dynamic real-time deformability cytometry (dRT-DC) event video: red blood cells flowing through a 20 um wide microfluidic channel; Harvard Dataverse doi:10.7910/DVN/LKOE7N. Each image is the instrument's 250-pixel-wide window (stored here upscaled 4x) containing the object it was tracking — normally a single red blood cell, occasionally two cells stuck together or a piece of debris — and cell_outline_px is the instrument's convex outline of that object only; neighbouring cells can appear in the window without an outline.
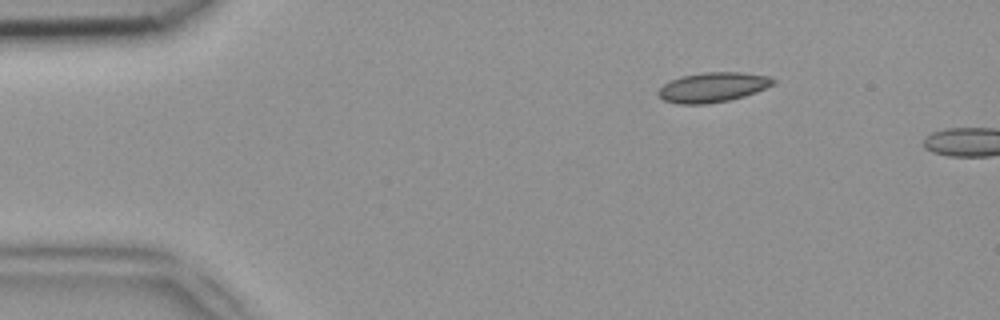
{"species": "common noctule bat (a hibernating species)", "species_latin": "Nyctalus noctula", "temperature_condition": "room temperature", "stored_images_in_passage": 3, "camera_frame_rate_fps": 3000, "um_per_image_px": 0.085, "animal": {"sex": "female", "body_mass_g": 18.4}, "frame": {"image": 1, "passage_image": 1, "time_ms": 0.0, "image_size_px": [1000, 320], "cell_outline_px": [[776, 84], [756, 92], [744, 96], [728, 100], [704, 104], [676, 104], [664, 100], [656, 92], [664, 84], [680, 76], [704, 72], [740, 72], [768, 76], [776, 80]], "centroid_in_image_um": [60.6, 7.41], "position_along_channel_um": 24.4, "area_um2": 19.94}}